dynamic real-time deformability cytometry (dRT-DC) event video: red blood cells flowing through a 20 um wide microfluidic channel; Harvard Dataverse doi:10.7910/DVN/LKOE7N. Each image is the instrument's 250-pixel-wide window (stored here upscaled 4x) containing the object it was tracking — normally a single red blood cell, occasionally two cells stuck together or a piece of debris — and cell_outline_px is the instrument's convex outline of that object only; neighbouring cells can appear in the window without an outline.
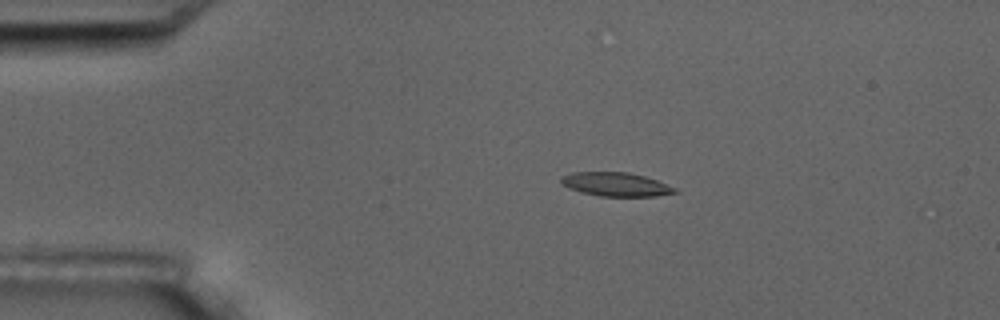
{"species": "common noctule bat (a hibernating species)", "species_latin": "Nyctalus noctula", "temperature_condition": "room temperature", "stored_images_in_passage": 7, "camera_frame_rate_fps": 3000, "um_per_image_px": 0.085, "animal": {"sex": "male", "body_mass_g": 17.5, "forearm_length_mm": 52.3}, "frame": {"image": 1, "passage_image": 3, "time_ms": 2.333, "image_size_px": [1000, 320], "cell_outline_px": [[680, 192], [656, 196], [600, 196], [580, 192], [568, 188], [560, 184], [560, 176], [572, 172], [628, 172], [644, 176], [656, 180], [676, 188]], "centroid_in_image_um": [52.3, 15.67], "position_along_channel_um": 32.7, "area_um2": 15.9}}